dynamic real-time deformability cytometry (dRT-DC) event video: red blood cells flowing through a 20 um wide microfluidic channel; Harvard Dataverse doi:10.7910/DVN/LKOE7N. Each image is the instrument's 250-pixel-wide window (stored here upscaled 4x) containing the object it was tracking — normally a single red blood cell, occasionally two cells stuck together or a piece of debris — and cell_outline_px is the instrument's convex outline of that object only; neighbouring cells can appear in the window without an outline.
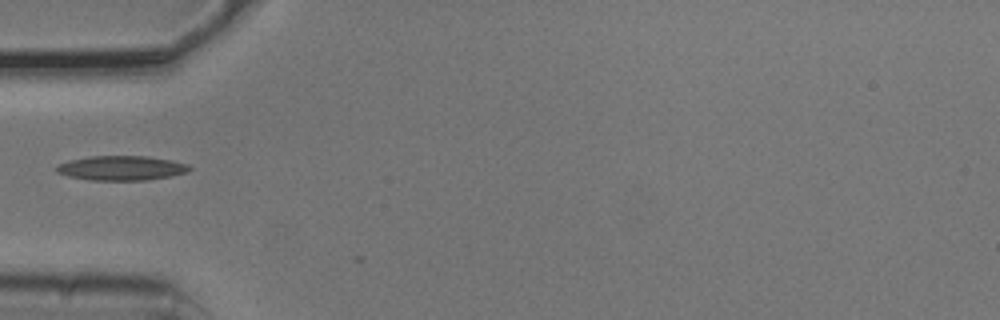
{"species": "common noctule bat (a hibernating species)", "species_latin": "Nyctalus noctula", "temperature_condition": "cold", "stored_images_in_passage": 2, "camera_frame_rate_fps": 3000, "um_per_image_px": 0.085, "animal": {"sex": "male", "body_mass_g": 20.5, "forearm_length_mm": 52.5}, "frame": {"image": 1, "passage_image": 1, "time_ms": 0.0, "image_size_px": [1000, 320], "cell_outline_px": [[192, 168], [188, 172], [148, 180], [88, 180], [68, 176], [56, 172], [56, 164], [68, 160], [92, 156], [148, 156], [172, 160], [188, 164]], "centroid_in_image_um": [10.3, 14.28], "position_along_channel_um": 74.7, "area_um2": 19.13}}